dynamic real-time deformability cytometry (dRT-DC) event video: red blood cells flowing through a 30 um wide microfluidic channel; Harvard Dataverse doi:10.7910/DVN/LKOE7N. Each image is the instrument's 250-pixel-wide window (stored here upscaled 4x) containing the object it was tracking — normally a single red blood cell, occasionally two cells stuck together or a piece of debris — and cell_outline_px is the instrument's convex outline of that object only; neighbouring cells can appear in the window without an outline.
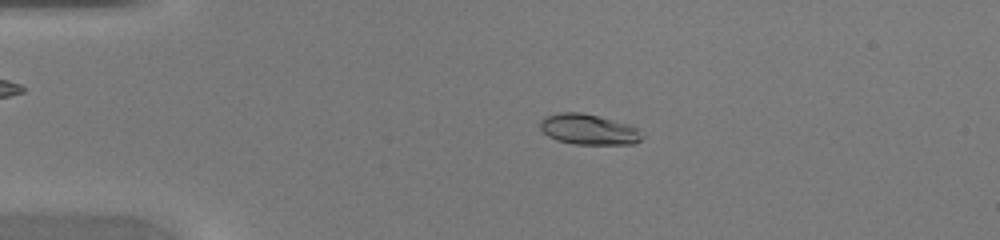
{"species": "common noctule bat (a hibernating species)", "species_latin": "Nyctalus noctula", "temperature_condition": "warm", "stored_images_in_passage": 47, "camera_frame_rate_fps": 3000, "um_per_image_px": 0.085, "animal": {"sex": "female", "body_mass_g": 20.0, "forearm_length_mm": 54.0}, "frame": {"image": 1, "passage_image": 11, "time_ms": 3.333, "image_size_px": [1000, 240], "cell_outline_px": [[644, 136], [636, 144], [572, 144], [556, 140], [548, 136], [540, 128], [540, 120], [544, 116], [560, 112], [580, 112], [632, 124]], "centroid_in_image_um": [50.03, 11.0], "position_along_channel_um": 35.0, "area_um2": 18.32}}
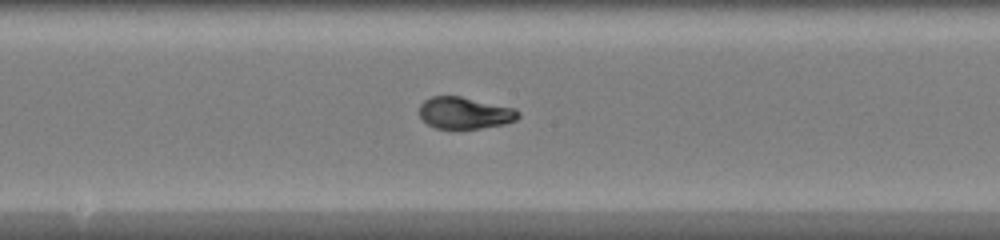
{"frame": {"image": 2, "passage_image": 26, "time_ms": 8.333, "image_size_px": [1000, 240], "cell_outline_px": [[520, 116], [516, 120], [504, 124], [480, 128], [436, 128], [420, 120], [420, 104], [424, 100], [432, 96], [460, 96], [516, 108], [520, 112]], "centroid_in_image_um": [39.51, 9.59], "position_along_channel_um": 208.7, "area_um2": 18.38}}
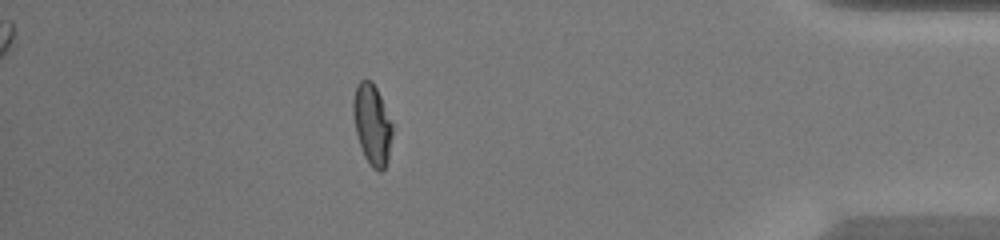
{"frame": {"image": 3, "passage_image": 42, "time_ms": 13.667, "image_size_px": [1000, 240], "cell_outline_px": [[392, 136], [388, 160], [384, 168], [380, 172], [372, 168], [364, 156], [356, 132], [352, 112], [352, 100], [356, 84], [360, 80], [372, 80], [380, 96], [392, 124]], "centroid_in_image_um": [31.61, 10.57], "position_along_channel_um": 403.6, "area_um2": 18.38}}